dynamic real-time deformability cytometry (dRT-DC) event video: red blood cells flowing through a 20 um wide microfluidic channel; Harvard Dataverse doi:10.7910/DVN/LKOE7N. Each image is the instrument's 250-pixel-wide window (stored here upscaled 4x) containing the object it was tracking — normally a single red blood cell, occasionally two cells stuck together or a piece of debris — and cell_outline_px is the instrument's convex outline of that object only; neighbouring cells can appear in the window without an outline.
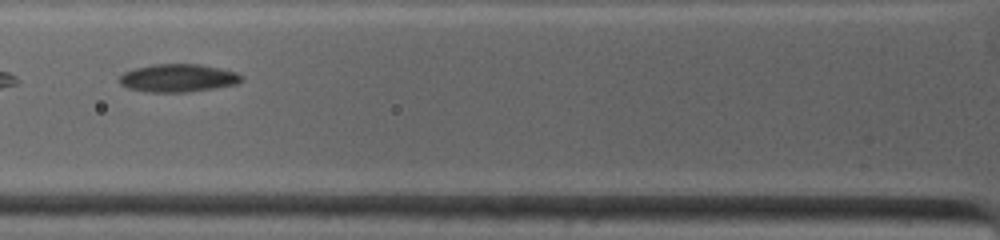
{"species": "common noctule bat (a hibernating species)", "species_latin": "Nyctalus noctula", "temperature_condition": "warm", "stored_images_in_passage": 23, "camera_frame_rate_fps": 4500, "um_per_image_px": 0.085, "animal": {"sex": "female", "body_mass_g": 19.0, "forearm_length_mm": 53.3}, "frame": {"image": 1, "passage_image": 5, "time_ms": 1.778, "image_size_px": [1000, 240], "cell_outline_px": [[244, 80], [236, 84], [216, 88], [188, 92], [148, 92], [128, 88], [120, 84], [120, 76], [124, 72], [136, 68], [152, 64], [200, 64], [220, 68], [236, 72], [244, 76]], "centroid_in_image_um": [15.17, 6.63], "position_along_channel_um": 110.6, "area_um2": 20.0}}
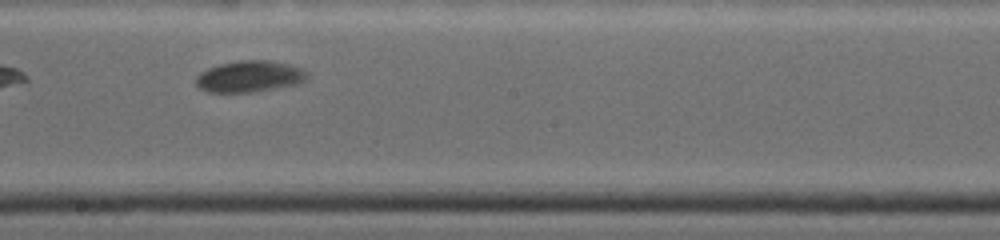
{"frame": {"image": 2, "passage_image": 12, "time_ms": 4.889, "image_size_px": [1000, 240], "cell_outline_px": [[308, 76], [304, 80], [296, 84], [252, 92], [208, 92], [200, 88], [196, 84], [196, 76], [200, 72], [208, 68], [220, 64], [240, 60], [272, 60], [288, 64], [300, 68], [308, 72]], "centroid_in_image_um": [21.19, 6.49], "position_along_channel_um": 227.0, "area_um2": 20.23}}
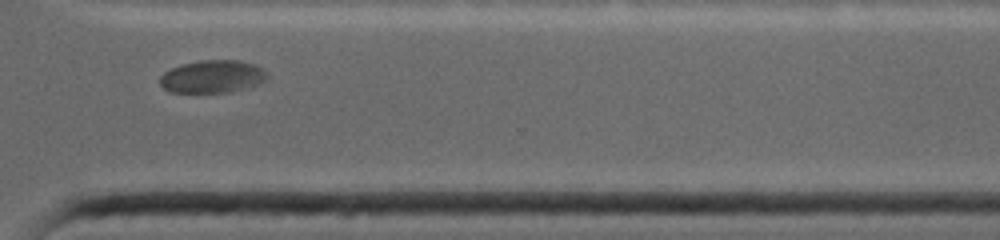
{"frame": {"image": 3, "passage_image": 20, "time_ms": 8.222, "image_size_px": [1000, 240], "cell_outline_px": [[268, 76], [260, 84], [252, 88], [228, 92], [168, 92], [160, 84], [160, 76], [164, 72], [180, 64], [200, 60], [240, 60], [252, 64], [260, 68]], "centroid_in_image_um": [18.05, 6.51], "position_along_channel_um": 352.6, "area_um2": 20.52}}